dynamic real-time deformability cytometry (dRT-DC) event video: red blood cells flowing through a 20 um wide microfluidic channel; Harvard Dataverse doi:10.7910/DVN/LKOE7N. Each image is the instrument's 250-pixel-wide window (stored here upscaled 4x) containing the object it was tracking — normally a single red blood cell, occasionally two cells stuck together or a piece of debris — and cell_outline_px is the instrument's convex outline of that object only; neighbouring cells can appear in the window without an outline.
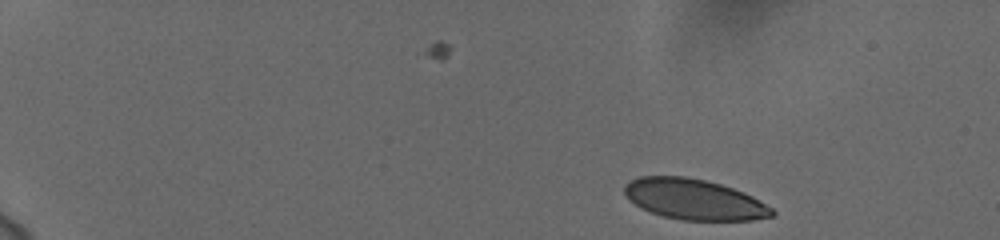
{"species": "human", "species_latin": "Homo sapiens", "temperature_condition": "cold", "stored_images_in_passage": 49, "camera_frame_rate_fps": 3000, "um_per_image_px": 0.085, "donor": {"sex": "female"}, "frame": {"image": 1, "passage_image": 1, "time_ms": 0.0, "image_size_px": [1000, 240], "cell_outline_px": [[776, 212], [772, 216], [752, 220], [684, 220], [664, 216], [640, 208], [624, 192], [624, 184], [628, 180], [640, 176], [688, 176], [720, 184], [744, 192], [752, 196], [772, 208]], "centroid_in_image_um": [59.0, 16.93], "position_along_channel_um": 26.0, "area_um2": 34.74}}
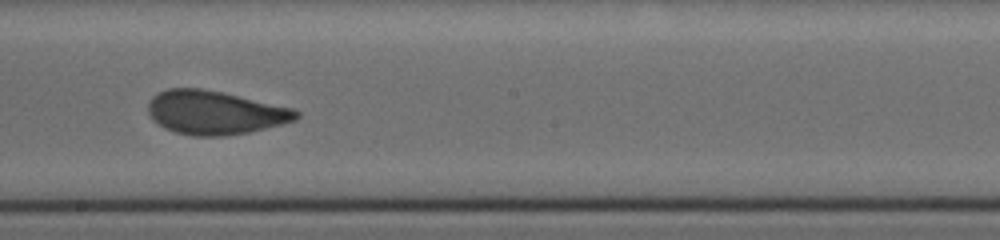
{"frame": {"image": 2, "passage_image": 28, "time_ms": 9.0, "image_size_px": [1000, 240], "cell_outline_px": [[300, 116], [296, 120], [248, 132], [224, 136], [192, 136], [176, 132], [164, 128], [152, 120], [148, 112], [148, 104], [152, 96], [156, 92], [168, 88], [200, 88], [220, 92], [292, 108], [300, 112]], "centroid_in_image_um": [18.21, 9.57], "position_along_channel_um": 230.0, "area_um2": 37.51}}
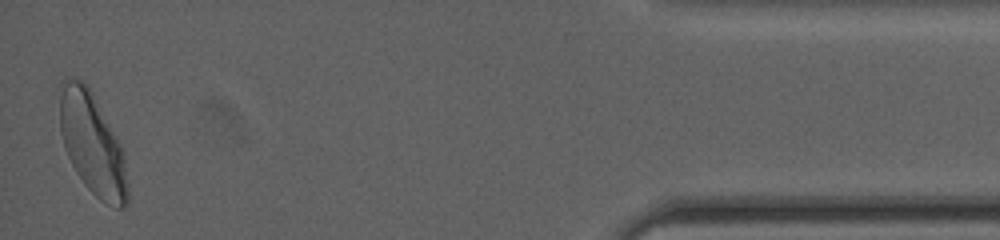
{"frame": {"image": 3, "passage_image": 49, "time_ms": 16.0, "image_size_px": [1000, 240], "cell_outline_px": [[128, 204], [124, 208], [116, 208], [104, 204], [84, 184], [76, 172], [64, 148], [60, 132], [60, 80], [84, 80], [92, 92], [116, 136], [124, 152], [128, 184]], "centroid_in_image_um": [7.86, 12.27], "position_along_channel_um": 427.3, "area_um2": 40.29}, "authors_computed_cell_mechanics": {"area_um2": 37.281, "velocity_mm_per_s": 3.7211, "shape_relaxation_time_tau1_ms": 6.0161, "shape_relaxation_time_tau2_ms": null, "deformation_change_tau1": 0.1502, "deformation_change_tau2": null}}